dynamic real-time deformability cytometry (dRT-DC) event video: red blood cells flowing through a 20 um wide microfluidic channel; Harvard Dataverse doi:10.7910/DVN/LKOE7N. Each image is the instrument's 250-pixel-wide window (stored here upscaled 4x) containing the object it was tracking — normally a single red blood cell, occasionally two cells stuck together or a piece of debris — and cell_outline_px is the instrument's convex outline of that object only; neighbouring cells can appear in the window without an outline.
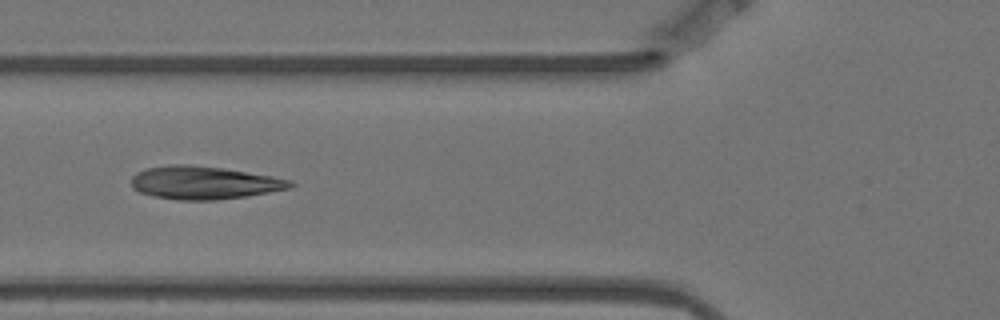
{"species": "Egyptian fruit bat (a non-hibernating species)", "species_latin": "Rousettus aegyptiacus", "temperature_condition": "warm", "stored_images_in_passage": 5, "camera_frame_rate_fps": 3000, "um_per_image_px": 0.085, "animal": {"sex": "female"}, "frame": {"image": 1, "passage_image": 4, "time_ms": 1.0, "image_size_px": [1000, 320], "cell_outline_px": [[296, 184], [288, 188], [248, 196], [216, 200], [180, 200], [152, 196], [140, 192], [132, 188], [132, 176], [136, 172], [144, 168], [168, 164], [188, 164], [224, 168], [272, 176], [292, 180]], "centroid_in_image_um": [17.31, 15.52], "position_along_channel_um": 108.5, "area_um2": 30.75}}
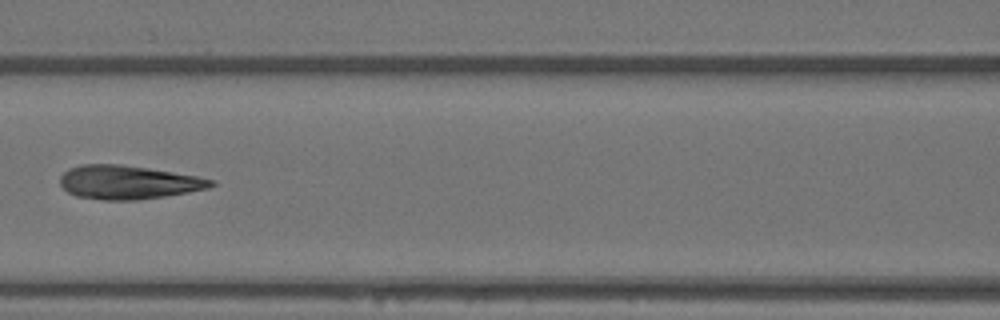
{"frame": {"image": 2, "passage_image": 5, "time_ms": 1.333, "image_size_px": [1000, 320], "cell_outline_px": [[216, 184], [208, 188], [188, 192], [164, 196], [136, 200], [104, 200], [76, 196], [68, 192], [60, 184], [60, 176], [68, 168], [80, 164], [120, 164], [148, 168], [196, 176], [216, 180]], "centroid_in_image_um": [10.88, 15.49], "position_along_channel_um": 155.7, "area_um2": 29.59}}